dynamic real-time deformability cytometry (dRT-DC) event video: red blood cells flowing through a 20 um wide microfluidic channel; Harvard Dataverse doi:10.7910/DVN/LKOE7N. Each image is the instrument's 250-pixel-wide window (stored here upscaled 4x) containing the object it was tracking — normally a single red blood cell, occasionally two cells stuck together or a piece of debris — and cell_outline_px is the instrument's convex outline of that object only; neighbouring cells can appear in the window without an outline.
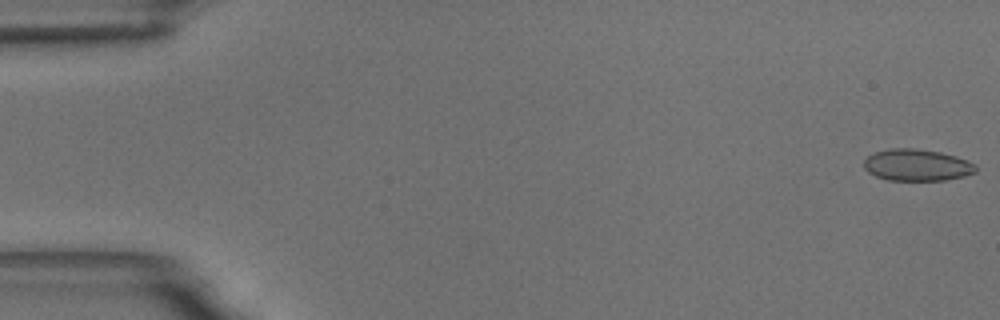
{"species": "common noctule bat (a hibernating species)", "species_latin": "Nyctalus noctula", "temperature_condition": "room temperature", "stored_images_in_passage": 57, "camera_frame_rate_fps": 3000, "um_per_image_px": 0.085, "animal": {"sex": "male", "body_mass_g": 18.8}, "frame": {"image": 1, "passage_image": 1, "time_ms": 0.0, "image_size_px": [1000, 320], "cell_outline_px": [[976, 172], [964, 176], [944, 180], [888, 180], [876, 176], [868, 172], [864, 168], [864, 160], [868, 156], [876, 152], [892, 148], [912, 148], [940, 152], [956, 156], [968, 160], [976, 164]], "centroid_in_image_um": [77.95, 14.03], "position_along_channel_um": 7.0, "area_um2": 20.63}}
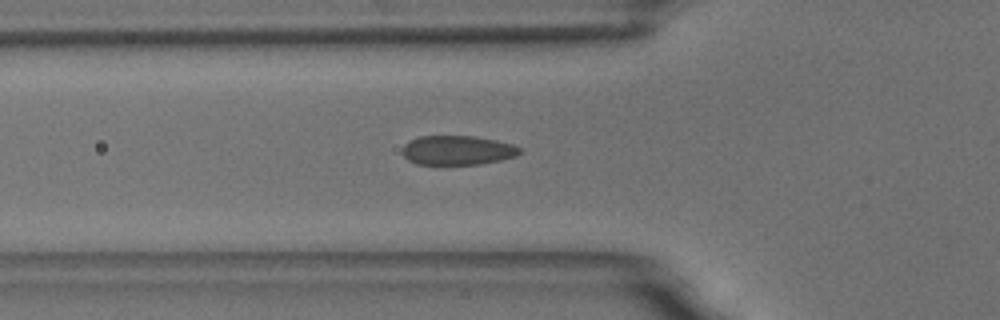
{"frame": {"image": 2, "passage_image": 20, "time_ms": 6.333, "image_size_px": [1000, 320], "cell_outline_px": [[520, 152], [516, 156], [500, 160], [480, 164], [416, 164], [408, 160], [400, 152], [404, 144], [420, 136], [476, 136], [496, 140], [512, 144], [520, 148]], "centroid_in_image_um": [38.86, 12.77], "position_along_channel_um": 86.9, "area_um2": 20.06}}
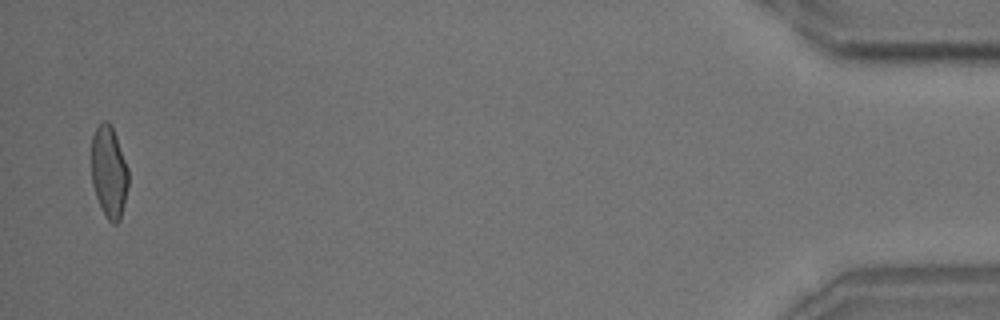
{"frame": {"image": 3, "passage_image": 56, "time_ms": 18.333, "image_size_px": [1000, 320], "cell_outline_px": [[128, 188], [120, 220], [116, 224], [112, 224], [104, 216], [96, 196], [92, 184], [92, 136], [100, 120], [108, 120], [116, 136], [128, 168]], "centroid_in_image_um": [9.26, 14.62], "position_along_channel_um": 425.9, "area_um2": 19.88}, "authors_computed_cell_mechanics": {"area_um2": 20.5768, "velocity_mm_per_s": 3.5498, "shape_relaxation_time_tau1_ms": 3.7063, "shape_relaxation_time_tau2_ms": null, "deformation_change_tau1": 0.1208, "deformation_change_tau2": null}}